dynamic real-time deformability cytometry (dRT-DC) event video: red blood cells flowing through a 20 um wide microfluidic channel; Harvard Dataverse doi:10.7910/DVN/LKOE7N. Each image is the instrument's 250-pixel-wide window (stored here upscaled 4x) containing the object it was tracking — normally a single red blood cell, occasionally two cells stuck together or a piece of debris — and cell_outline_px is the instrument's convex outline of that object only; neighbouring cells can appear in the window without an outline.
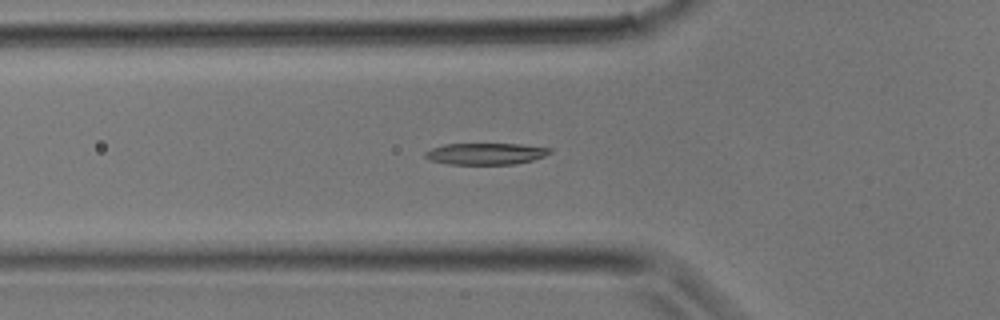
{"species": "common noctule bat (a hibernating species)", "species_latin": "Nyctalus noctula", "temperature_condition": "room temperature", "stored_images_in_passage": 5, "camera_frame_rate_fps": 3000, "um_per_image_px": 0.085, "animal": {"sex": "male", "body_mass_g": 17.9}, "frame": {"image": 1, "passage_image": 3, "time_ms": 0.667, "image_size_px": [1000, 320], "cell_outline_px": [[552, 152], [544, 156], [532, 160], [516, 164], [448, 164], [428, 160], [424, 156], [424, 152], [432, 148], [444, 144], [520, 144], [552, 148]], "centroid_in_image_um": [41.27, 13.07], "position_along_channel_um": 84.5, "area_um2": 15.72}}